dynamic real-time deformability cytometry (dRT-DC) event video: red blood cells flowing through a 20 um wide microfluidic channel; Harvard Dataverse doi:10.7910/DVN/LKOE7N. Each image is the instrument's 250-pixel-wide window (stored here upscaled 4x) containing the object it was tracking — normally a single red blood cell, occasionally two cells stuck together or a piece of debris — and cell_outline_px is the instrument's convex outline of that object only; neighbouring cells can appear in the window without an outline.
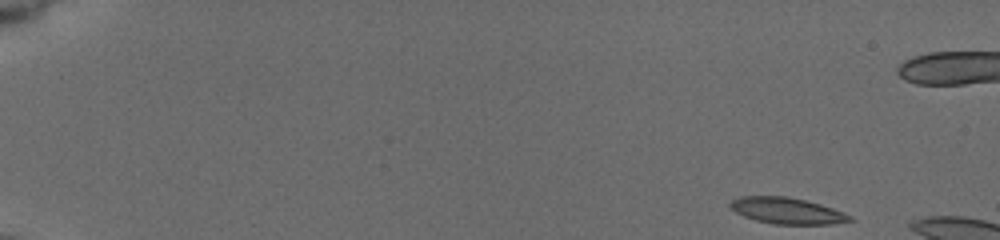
{"species": "common noctule bat (a hibernating species)", "species_latin": "Nyctalus noctula", "temperature_condition": "cold", "stored_images_in_passage": 20, "camera_frame_rate_fps": 3000, "um_per_image_px": 0.085, "animal": {"sex": "female", "body_mass_g": 19.5, "forearm_length_mm": 54.1}, "frame": {"image": 1, "passage_image": 1, "time_ms": 0.0, "image_size_px": [1000, 240], "cell_outline_px": [[856, 220], [828, 224], [776, 224], [756, 220], [744, 216], [736, 212], [728, 204], [732, 200], [740, 196], [784, 196], [804, 200], [820, 204], [844, 212], [852, 216]], "centroid_in_image_um": [66.91, 17.91], "position_along_channel_um": 18.1, "area_um2": 18.15}}